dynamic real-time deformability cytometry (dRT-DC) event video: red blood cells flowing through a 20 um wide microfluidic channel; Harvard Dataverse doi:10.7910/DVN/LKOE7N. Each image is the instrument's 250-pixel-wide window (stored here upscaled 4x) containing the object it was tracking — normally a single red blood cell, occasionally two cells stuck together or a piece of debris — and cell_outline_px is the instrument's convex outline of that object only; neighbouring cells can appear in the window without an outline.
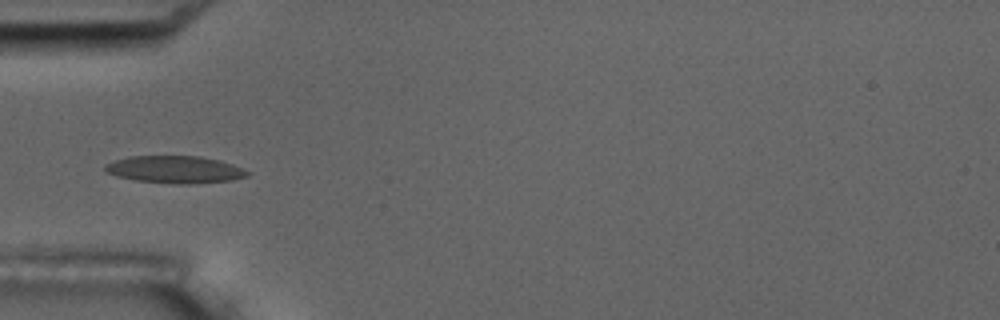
{"species": "common noctule bat (a hibernating species)", "species_latin": "Nyctalus noctula", "temperature_condition": "room temperature", "stored_images_in_passage": 6, "camera_frame_rate_fps": 3000, "um_per_image_px": 0.085, "animal": {"sex": "male", "body_mass_g": 17.5, "forearm_length_mm": 52.3}, "frame": {"image": 1, "passage_image": 6, "time_ms": 5.667, "image_size_px": [1000, 320], "cell_outline_px": [[252, 172], [248, 176], [232, 180], [188, 184], [176, 184], [136, 180], [116, 176], [104, 172], [104, 164], [128, 156], [200, 156], [220, 160], [232, 164]], "centroid_in_image_um": [14.87, 14.41], "position_along_channel_um": 70.1, "area_um2": 22.77}}